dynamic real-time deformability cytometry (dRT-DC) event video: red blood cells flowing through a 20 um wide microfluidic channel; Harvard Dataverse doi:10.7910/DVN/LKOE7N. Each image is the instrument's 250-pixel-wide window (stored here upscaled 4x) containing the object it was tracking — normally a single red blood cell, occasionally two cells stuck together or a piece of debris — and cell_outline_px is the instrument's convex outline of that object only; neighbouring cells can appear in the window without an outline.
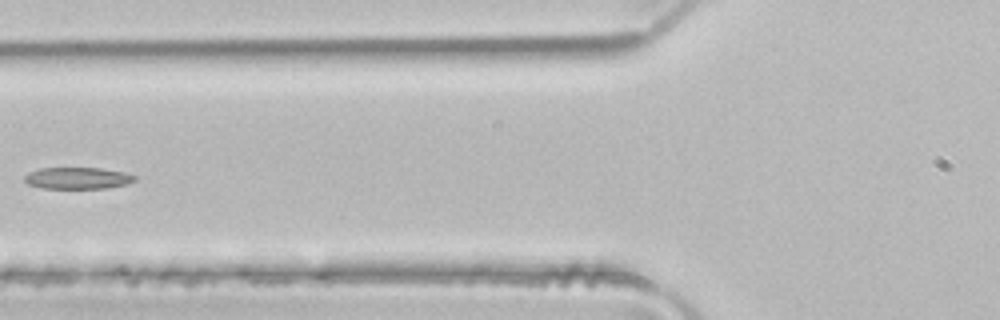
{"species": "common noctule bat (a hibernating species)", "species_latin": "Nyctalus noctula", "temperature_condition": "room temperature", "stored_images_in_passage": 4, "camera_frame_rate_fps": 3000, "um_per_image_px": 0.085, "animal": {"sex": "male", "body_mass_g": 21.5, "forearm_length_mm": 52.0}, "frame": {"image": 1, "passage_image": 4, "time_ms": 1.0, "image_size_px": [1000, 320], "cell_outline_px": [[136, 180], [128, 184], [108, 188], [40, 188], [28, 184], [24, 180], [24, 176], [28, 172], [40, 168], [100, 168], [124, 172], [136, 176]], "centroid_in_image_um": [6.6, 15.14], "position_along_channel_um": 119.2, "area_um2": 13.99}}